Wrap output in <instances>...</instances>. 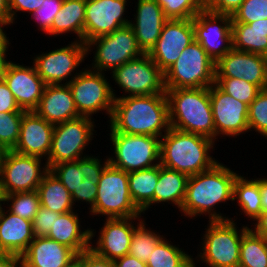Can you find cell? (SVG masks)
Masks as SVG:
<instances>
[{
    "mask_svg": "<svg viewBox=\"0 0 267 267\" xmlns=\"http://www.w3.org/2000/svg\"><path fill=\"white\" fill-rule=\"evenodd\" d=\"M110 124L111 132L162 137L170 129L166 94L116 97Z\"/></svg>",
    "mask_w": 267,
    "mask_h": 267,
    "instance_id": "1",
    "label": "cell"
},
{
    "mask_svg": "<svg viewBox=\"0 0 267 267\" xmlns=\"http://www.w3.org/2000/svg\"><path fill=\"white\" fill-rule=\"evenodd\" d=\"M236 177L237 173L219 162L207 171L189 176L180 211L191 218L204 213L209 214V221L228 220L212 208L220 202L233 201V184Z\"/></svg>",
    "mask_w": 267,
    "mask_h": 267,
    "instance_id": "2",
    "label": "cell"
},
{
    "mask_svg": "<svg viewBox=\"0 0 267 267\" xmlns=\"http://www.w3.org/2000/svg\"><path fill=\"white\" fill-rule=\"evenodd\" d=\"M213 143L210 138L170 127L161 139L160 165L187 176L207 171L218 162L208 153Z\"/></svg>",
    "mask_w": 267,
    "mask_h": 267,
    "instance_id": "3",
    "label": "cell"
},
{
    "mask_svg": "<svg viewBox=\"0 0 267 267\" xmlns=\"http://www.w3.org/2000/svg\"><path fill=\"white\" fill-rule=\"evenodd\" d=\"M170 127L215 141L209 87L166 89Z\"/></svg>",
    "mask_w": 267,
    "mask_h": 267,
    "instance_id": "4",
    "label": "cell"
},
{
    "mask_svg": "<svg viewBox=\"0 0 267 267\" xmlns=\"http://www.w3.org/2000/svg\"><path fill=\"white\" fill-rule=\"evenodd\" d=\"M216 64L194 40L164 72L166 89L204 88L215 83Z\"/></svg>",
    "mask_w": 267,
    "mask_h": 267,
    "instance_id": "5",
    "label": "cell"
},
{
    "mask_svg": "<svg viewBox=\"0 0 267 267\" xmlns=\"http://www.w3.org/2000/svg\"><path fill=\"white\" fill-rule=\"evenodd\" d=\"M92 214L107 218L140 217L141 211L132 201L128 185V172L108 163L97 184V197Z\"/></svg>",
    "mask_w": 267,
    "mask_h": 267,
    "instance_id": "6",
    "label": "cell"
},
{
    "mask_svg": "<svg viewBox=\"0 0 267 267\" xmlns=\"http://www.w3.org/2000/svg\"><path fill=\"white\" fill-rule=\"evenodd\" d=\"M235 226L232 219L209 222L199 255L209 267H239L241 239L250 228L243 226L239 234Z\"/></svg>",
    "mask_w": 267,
    "mask_h": 267,
    "instance_id": "7",
    "label": "cell"
},
{
    "mask_svg": "<svg viewBox=\"0 0 267 267\" xmlns=\"http://www.w3.org/2000/svg\"><path fill=\"white\" fill-rule=\"evenodd\" d=\"M110 136L116 157L108 158L112 166L130 173L160 164L159 137L119 132H111Z\"/></svg>",
    "mask_w": 267,
    "mask_h": 267,
    "instance_id": "8",
    "label": "cell"
},
{
    "mask_svg": "<svg viewBox=\"0 0 267 267\" xmlns=\"http://www.w3.org/2000/svg\"><path fill=\"white\" fill-rule=\"evenodd\" d=\"M40 165V157L4 151L0 162V193L4 196L36 191L49 170L47 165L44 168Z\"/></svg>",
    "mask_w": 267,
    "mask_h": 267,
    "instance_id": "9",
    "label": "cell"
},
{
    "mask_svg": "<svg viewBox=\"0 0 267 267\" xmlns=\"http://www.w3.org/2000/svg\"><path fill=\"white\" fill-rule=\"evenodd\" d=\"M102 74L86 69L65 82L71 88L74 104L80 116L91 117L102 110H106V114L111 116L116 95Z\"/></svg>",
    "mask_w": 267,
    "mask_h": 267,
    "instance_id": "10",
    "label": "cell"
},
{
    "mask_svg": "<svg viewBox=\"0 0 267 267\" xmlns=\"http://www.w3.org/2000/svg\"><path fill=\"white\" fill-rule=\"evenodd\" d=\"M91 117L80 116L76 119L54 125L51 149L45 163L48 168L61 163L76 161L82 157V151L93 138ZM81 156V157H80Z\"/></svg>",
    "mask_w": 267,
    "mask_h": 267,
    "instance_id": "11",
    "label": "cell"
},
{
    "mask_svg": "<svg viewBox=\"0 0 267 267\" xmlns=\"http://www.w3.org/2000/svg\"><path fill=\"white\" fill-rule=\"evenodd\" d=\"M92 45L97 47L92 68L99 72L106 71V69L114 70L143 54L130 25L87 42V54Z\"/></svg>",
    "mask_w": 267,
    "mask_h": 267,
    "instance_id": "12",
    "label": "cell"
},
{
    "mask_svg": "<svg viewBox=\"0 0 267 267\" xmlns=\"http://www.w3.org/2000/svg\"><path fill=\"white\" fill-rule=\"evenodd\" d=\"M115 82L131 96L165 94L164 72L148 53L132 59L112 71Z\"/></svg>",
    "mask_w": 267,
    "mask_h": 267,
    "instance_id": "13",
    "label": "cell"
},
{
    "mask_svg": "<svg viewBox=\"0 0 267 267\" xmlns=\"http://www.w3.org/2000/svg\"><path fill=\"white\" fill-rule=\"evenodd\" d=\"M218 21L220 25L218 24ZM195 40L215 64L232 49V19L230 15L207 9L193 18ZM223 45V46H222Z\"/></svg>",
    "mask_w": 267,
    "mask_h": 267,
    "instance_id": "14",
    "label": "cell"
},
{
    "mask_svg": "<svg viewBox=\"0 0 267 267\" xmlns=\"http://www.w3.org/2000/svg\"><path fill=\"white\" fill-rule=\"evenodd\" d=\"M0 76L14 95L21 110L30 112L37 108L46 84L38 75L34 64L27 67L6 61L4 58Z\"/></svg>",
    "mask_w": 267,
    "mask_h": 267,
    "instance_id": "15",
    "label": "cell"
},
{
    "mask_svg": "<svg viewBox=\"0 0 267 267\" xmlns=\"http://www.w3.org/2000/svg\"><path fill=\"white\" fill-rule=\"evenodd\" d=\"M194 40L193 19H168L156 45L148 54L154 63L165 72Z\"/></svg>",
    "mask_w": 267,
    "mask_h": 267,
    "instance_id": "16",
    "label": "cell"
},
{
    "mask_svg": "<svg viewBox=\"0 0 267 267\" xmlns=\"http://www.w3.org/2000/svg\"><path fill=\"white\" fill-rule=\"evenodd\" d=\"M86 55V44L76 40L69 46L36 55L33 64L46 85H58L74 72Z\"/></svg>",
    "mask_w": 267,
    "mask_h": 267,
    "instance_id": "17",
    "label": "cell"
},
{
    "mask_svg": "<svg viewBox=\"0 0 267 267\" xmlns=\"http://www.w3.org/2000/svg\"><path fill=\"white\" fill-rule=\"evenodd\" d=\"M215 125L219 134L237 136L249 131L248 105L223 92L215 83L209 87Z\"/></svg>",
    "mask_w": 267,
    "mask_h": 267,
    "instance_id": "18",
    "label": "cell"
},
{
    "mask_svg": "<svg viewBox=\"0 0 267 267\" xmlns=\"http://www.w3.org/2000/svg\"><path fill=\"white\" fill-rule=\"evenodd\" d=\"M126 0H86L84 43L130 25L123 18Z\"/></svg>",
    "mask_w": 267,
    "mask_h": 267,
    "instance_id": "19",
    "label": "cell"
},
{
    "mask_svg": "<svg viewBox=\"0 0 267 267\" xmlns=\"http://www.w3.org/2000/svg\"><path fill=\"white\" fill-rule=\"evenodd\" d=\"M215 78H242L267 89L266 56L232 48L216 63Z\"/></svg>",
    "mask_w": 267,
    "mask_h": 267,
    "instance_id": "20",
    "label": "cell"
},
{
    "mask_svg": "<svg viewBox=\"0 0 267 267\" xmlns=\"http://www.w3.org/2000/svg\"><path fill=\"white\" fill-rule=\"evenodd\" d=\"M54 125L38 116L34 111L25 112L20 126L19 140L14 152L42 158L51 149Z\"/></svg>",
    "mask_w": 267,
    "mask_h": 267,
    "instance_id": "21",
    "label": "cell"
},
{
    "mask_svg": "<svg viewBox=\"0 0 267 267\" xmlns=\"http://www.w3.org/2000/svg\"><path fill=\"white\" fill-rule=\"evenodd\" d=\"M136 218L139 217L107 218L101 228L97 246L91 245L90 249L98 256L111 261L128 254L132 235L136 229L132 222Z\"/></svg>",
    "mask_w": 267,
    "mask_h": 267,
    "instance_id": "22",
    "label": "cell"
},
{
    "mask_svg": "<svg viewBox=\"0 0 267 267\" xmlns=\"http://www.w3.org/2000/svg\"><path fill=\"white\" fill-rule=\"evenodd\" d=\"M78 254L66 245L44 237H35L20 256L22 267H67Z\"/></svg>",
    "mask_w": 267,
    "mask_h": 267,
    "instance_id": "23",
    "label": "cell"
},
{
    "mask_svg": "<svg viewBox=\"0 0 267 267\" xmlns=\"http://www.w3.org/2000/svg\"><path fill=\"white\" fill-rule=\"evenodd\" d=\"M136 13V23L131 21L130 26L139 48L143 53H149L156 45L168 18L155 0H138Z\"/></svg>",
    "mask_w": 267,
    "mask_h": 267,
    "instance_id": "24",
    "label": "cell"
},
{
    "mask_svg": "<svg viewBox=\"0 0 267 267\" xmlns=\"http://www.w3.org/2000/svg\"><path fill=\"white\" fill-rule=\"evenodd\" d=\"M34 112L55 125L80 117L68 84L46 85Z\"/></svg>",
    "mask_w": 267,
    "mask_h": 267,
    "instance_id": "25",
    "label": "cell"
},
{
    "mask_svg": "<svg viewBox=\"0 0 267 267\" xmlns=\"http://www.w3.org/2000/svg\"><path fill=\"white\" fill-rule=\"evenodd\" d=\"M6 213L0 219V255L20 257L35 238L32 221Z\"/></svg>",
    "mask_w": 267,
    "mask_h": 267,
    "instance_id": "26",
    "label": "cell"
},
{
    "mask_svg": "<svg viewBox=\"0 0 267 267\" xmlns=\"http://www.w3.org/2000/svg\"><path fill=\"white\" fill-rule=\"evenodd\" d=\"M78 214L69 211L63 214L54 212V223L47 237L68 246L78 255L90 249L94 233L91 230L81 231Z\"/></svg>",
    "mask_w": 267,
    "mask_h": 267,
    "instance_id": "27",
    "label": "cell"
},
{
    "mask_svg": "<svg viewBox=\"0 0 267 267\" xmlns=\"http://www.w3.org/2000/svg\"><path fill=\"white\" fill-rule=\"evenodd\" d=\"M232 48L253 54L267 55V19L232 23Z\"/></svg>",
    "mask_w": 267,
    "mask_h": 267,
    "instance_id": "28",
    "label": "cell"
},
{
    "mask_svg": "<svg viewBox=\"0 0 267 267\" xmlns=\"http://www.w3.org/2000/svg\"><path fill=\"white\" fill-rule=\"evenodd\" d=\"M189 176L159 164V179L155 186L154 203L172 202L179 210L183 205Z\"/></svg>",
    "mask_w": 267,
    "mask_h": 267,
    "instance_id": "29",
    "label": "cell"
},
{
    "mask_svg": "<svg viewBox=\"0 0 267 267\" xmlns=\"http://www.w3.org/2000/svg\"><path fill=\"white\" fill-rule=\"evenodd\" d=\"M158 179L159 165L128 173L132 201L143 213L154 203V191Z\"/></svg>",
    "mask_w": 267,
    "mask_h": 267,
    "instance_id": "30",
    "label": "cell"
},
{
    "mask_svg": "<svg viewBox=\"0 0 267 267\" xmlns=\"http://www.w3.org/2000/svg\"><path fill=\"white\" fill-rule=\"evenodd\" d=\"M85 8L86 0H63L61 9L55 15L51 35L73 31L79 41L84 42Z\"/></svg>",
    "mask_w": 267,
    "mask_h": 267,
    "instance_id": "31",
    "label": "cell"
},
{
    "mask_svg": "<svg viewBox=\"0 0 267 267\" xmlns=\"http://www.w3.org/2000/svg\"><path fill=\"white\" fill-rule=\"evenodd\" d=\"M37 191L42 207L60 214L73 211L71 194L50 170L44 175Z\"/></svg>",
    "mask_w": 267,
    "mask_h": 267,
    "instance_id": "32",
    "label": "cell"
},
{
    "mask_svg": "<svg viewBox=\"0 0 267 267\" xmlns=\"http://www.w3.org/2000/svg\"><path fill=\"white\" fill-rule=\"evenodd\" d=\"M237 175L233 184V201L237 199L240 208L250 219L256 220L262 213L260 178L247 180Z\"/></svg>",
    "mask_w": 267,
    "mask_h": 267,
    "instance_id": "33",
    "label": "cell"
},
{
    "mask_svg": "<svg viewBox=\"0 0 267 267\" xmlns=\"http://www.w3.org/2000/svg\"><path fill=\"white\" fill-rule=\"evenodd\" d=\"M239 267H267V238L249 229L241 239Z\"/></svg>",
    "mask_w": 267,
    "mask_h": 267,
    "instance_id": "34",
    "label": "cell"
},
{
    "mask_svg": "<svg viewBox=\"0 0 267 267\" xmlns=\"http://www.w3.org/2000/svg\"><path fill=\"white\" fill-rule=\"evenodd\" d=\"M146 264L148 267H195L192 256L164 239L155 246Z\"/></svg>",
    "mask_w": 267,
    "mask_h": 267,
    "instance_id": "35",
    "label": "cell"
},
{
    "mask_svg": "<svg viewBox=\"0 0 267 267\" xmlns=\"http://www.w3.org/2000/svg\"><path fill=\"white\" fill-rule=\"evenodd\" d=\"M138 221L139 224L132 235L128 254L146 263L149 255H151L155 246L163 239V236L146 229L144 220Z\"/></svg>",
    "mask_w": 267,
    "mask_h": 267,
    "instance_id": "36",
    "label": "cell"
},
{
    "mask_svg": "<svg viewBox=\"0 0 267 267\" xmlns=\"http://www.w3.org/2000/svg\"><path fill=\"white\" fill-rule=\"evenodd\" d=\"M168 19H193L206 9V0H155Z\"/></svg>",
    "mask_w": 267,
    "mask_h": 267,
    "instance_id": "37",
    "label": "cell"
},
{
    "mask_svg": "<svg viewBox=\"0 0 267 267\" xmlns=\"http://www.w3.org/2000/svg\"><path fill=\"white\" fill-rule=\"evenodd\" d=\"M5 201H11L9 211L26 220L33 221L41 207L38 191L21 192L4 195Z\"/></svg>",
    "mask_w": 267,
    "mask_h": 267,
    "instance_id": "38",
    "label": "cell"
},
{
    "mask_svg": "<svg viewBox=\"0 0 267 267\" xmlns=\"http://www.w3.org/2000/svg\"><path fill=\"white\" fill-rule=\"evenodd\" d=\"M215 84L226 94L244 102L248 106L254 101L261 89L253 83L236 78H215Z\"/></svg>",
    "mask_w": 267,
    "mask_h": 267,
    "instance_id": "39",
    "label": "cell"
},
{
    "mask_svg": "<svg viewBox=\"0 0 267 267\" xmlns=\"http://www.w3.org/2000/svg\"><path fill=\"white\" fill-rule=\"evenodd\" d=\"M25 112H0V148L13 150L18 143L20 126Z\"/></svg>",
    "mask_w": 267,
    "mask_h": 267,
    "instance_id": "40",
    "label": "cell"
},
{
    "mask_svg": "<svg viewBox=\"0 0 267 267\" xmlns=\"http://www.w3.org/2000/svg\"><path fill=\"white\" fill-rule=\"evenodd\" d=\"M249 130L254 129L267 138V89L261 90L248 106Z\"/></svg>",
    "mask_w": 267,
    "mask_h": 267,
    "instance_id": "41",
    "label": "cell"
},
{
    "mask_svg": "<svg viewBox=\"0 0 267 267\" xmlns=\"http://www.w3.org/2000/svg\"><path fill=\"white\" fill-rule=\"evenodd\" d=\"M49 170L62 182L71 195L84 180L79 159L55 164Z\"/></svg>",
    "mask_w": 267,
    "mask_h": 267,
    "instance_id": "42",
    "label": "cell"
},
{
    "mask_svg": "<svg viewBox=\"0 0 267 267\" xmlns=\"http://www.w3.org/2000/svg\"><path fill=\"white\" fill-rule=\"evenodd\" d=\"M232 23H250L267 19V0H244L231 16Z\"/></svg>",
    "mask_w": 267,
    "mask_h": 267,
    "instance_id": "43",
    "label": "cell"
},
{
    "mask_svg": "<svg viewBox=\"0 0 267 267\" xmlns=\"http://www.w3.org/2000/svg\"><path fill=\"white\" fill-rule=\"evenodd\" d=\"M63 0H44L41 7L32 13V17L40 25V29L47 34H51V27L55 15L61 9Z\"/></svg>",
    "mask_w": 267,
    "mask_h": 267,
    "instance_id": "44",
    "label": "cell"
},
{
    "mask_svg": "<svg viewBox=\"0 0 267 267\" xmlns=\"http://www.w3.org/2000/svg\"><path fill=\"white\" fill-rule=\"evenodd\" d=\"M53 223L54 212L41 206L32 221L34 236H47Z\"/></svg>",
    "mask_w": 267,
    "mask_h": 267,
    "instance_id": "45",
    "label": "cell"
},
{
    "mask_svg": "<svg viewBox=\"0 0 267 267\" xmlns=\"http://www.w3.org/2000/svg\"><path fill=\"white\" fill-rule=\"evenodd\" d=\"M101 160L97 157H85L79 159V166L81 167V172L84 176V179H88L91 182L97 183L100 180L101 173L105 166L109 163V159L106 160L104 165H101ZM103 166V167H102Z\"/></svg>",
    "mask_w": 267,
    "mask_h": 267,
    "instance_id": "46",
    "label": "cell"
},
{
    "mask_svg": "<svg viewBox=\"0 0 267 267\" xmlns=\"http://www.w3.org/2000/svg\"><path fill=\"white\" fill-rule=\"evenodd\" d=\"M96 197L97 183L91 182L88 179H84L71 195L73 204L75 200L89 202L91 204L90 210L94 208Z\"/></svg>",
    "mask_w": 267,
    "mask_h": 267,
    "instance_id": "47",
    "label": "cell"
},
{
    "mask_svg": "<svg viewBox=\"0 0 267 267\" xmlns=\"http://www.w3.org/2000/svg\"><path fill=\"white\" fill-rule=\"evenodd\" d=\"M0 112H26L21 110L14 95L9 90L7 84L0 76Z\"/></svg>",
    "mask_w": 267,
    "mask_h": 267,
    "instance_id": "48",
    "label": "cell"
},
{
    "mask_svg": "<svg viewBox=\"0 0 267 267\" xmlns=\"http://www.w3.org/2000/svg\"><path fill=\"white\" fill-rule=\"evenodd\" d=\"M244 0H206V9L232 16Z\"/></svg>",
    "mask_w": 267,
    "mask_h": 267,
    "instance_id": "49",
    "label": "cell"
},
{
    "mask_svg": "<svg viewBox=\"0 0 267 267\" xmlns=\"http://www.w3.org/2000/svg\"><path fill=\"white\" fill-rule=\"evenodd\" d=\"M77 258L80 261V267H115L114 261L98 256L91 249L83 251Z\"/></svg>",
    "mask_w": 267,
    "mask_h": 267,
    "instance_id": "50",
    "label": "cell"
},
{
    "mask_svg": "<svg viewBox=\"0 0 267 267\" xmlns=\"http://www.w3.org/2000/svg\"><path fill=\"white\" fill-rule=\"evenodd\" d=\"M44 0H9L10 24L14 22L17 11H26L30 14L38 10Z\"/></svg>",
    "mask_w": 267,
    "mask_h": 267,
    "instance_id": "51",
    "label": "cell"
},
{
    "mask_svg": "<svg viewBox=\"0 0 267 267\" xmlns=\"http://www.w3.org/2000/svg\"><path fill=\"white\" fill-rule=\"evenodd\" d=\"M115 267H148L145 262L138 260L130 254H126L114 261Z\"/></svg>",
    "mask_w": 267,
    "mask_h": 267,
    "instance_id": "52",
    "label": "cell"
},
{
    "mask_svg": "<svg viewBox=\"0 0 267 267\" xmlns=\"http://www.w3.org/2000/svg\"><path fill=\"white\" fill-rule=\"evenodd\" d=\"M255 229L256 234L267 238V211H262L261 215L256 219Z\"/></svg>",
    "mask_w": 267,
    "mask_h": 267,
    "instance_id": "53",
    "label": "cell"
},
{
    "mask_svg": "<svg viewBox=\"0 0 267 267\" xmlns=\"http://www.w3.org/2000/svg\"><path fill=\"white\" fill-rule=\"evenodd\" d=\"M18 266L22 267L20 257L0 255V267H18Z\"/></svg>",
    "mask_w": 267,
    "mask_h": 267,
    "instance_id": "54",
    "label": "cell"
},
{
    "mask_svg": "<svg viewBox=\"0 0 267 267\" xmlns=\"http://www.w3.org/2000/svg\"><path fill=\"white\" fill-rule=\"evenodd\" d=\"M0 20L10 25V7L9 0H0Z\"/></svg>",
    "mask_w": 267,
    "mask_h": 267,
    "instance_id": "55",
    "label": "cell"
},
{
    "mask_svg": "<svg viewBox=\"0 0 267 267\" xmlns=\"http://www.w3.org/2000/svg\"><path fill=\"white\" fill-rule=\"evenodd\" d=\"M262 210L267 211V179H260Z\"/></svg>",
    "mask_w": 267,
    "mask_h": 267,
    "instance_id": "56",
    "label": "cell"
},
{
    "mask_svg": "<svg viewBox=\"0 0 267 267\" xmlns=\"http://www.w3.org/2000/svg\"><path fill=\"white\" fill-rule=\"evenodd\" d=\"M7 24L3 21V20H0V50H8V44L9 41H8V38L6 37V33L3 32V28L2 26H6Z\"/></svg>",
    "mask_w": 267,
    "mask_h": 267,
    "instance_id": "57",
    "label": "cell"
},
{
    "mask_svg": "<svg viewBox=\"0 0 267 267\" xmlns=\"http://www.w3.org/2000/svg\"><path fill=\"white\" fill-rule=\"evenodd\" d=\"M6 51L7 50H0V68H1V65H2V62L4 60V58H6Z\"/></svg>",
    "mask_w": 267,
    "mask_h": 267,
    "instance_id": "58",
    "label": "cell"
},
{
    "mask_svg": "<svg viewBox=\"0 0 267 267\" xmlns=\"http://www.w3.org/2000/svg\"><path fill=\"white\" fill-rule=\"evenodd\" d=\"M67 267H80V261H79V259L77 258L74 262H72Z\"/></svg>",
    "mask_w": 267,
    "mask_h": 267,
    "instance_id": "59",
    "label": "cell"
},
{
    "mask_svg": "<svg viewBox=\"0 0 267 267\" xmlns=\"http://www.w3.org/2000/svg\"><path fill=\"white\" fill-rule=\"evenodd\" d=\"M1 202H6V201H5V199H0V219H1L3 211H5L4 209H2Z\"/></svg>",
    "mask_w": 267,
    "mask_h": 267,
    "instance_id": "60",
    "label": "cell"
},
{
    "mask_svg": "<svg viewBox=\"0 0 267 267\" xmlns=\"http://www.w3.org/2000/svg\"><path fill=\"white\" fill-rule=\"evenodd\" d=\"M3 152L4 151L0 148V162H1V157H2Z\"/></svg>",
    "mask_w": 267,
    "mask_h": 267,
    "instance_id": "61",
    "label": "cell"
},
{
    "mask_svg": "<svg viewBox=\"0 0 267 267\" xmlns=\"http://www.w3.org/2000/svg\"><path fill=\"white\" fill-rule=\"evenodd\" d=\"M0 199H4V196L0 193Z\"/></svg>",
    "mask_w": 267,
    "mask_h": 267,
    "instance_id": "62",
    "label": "cell"
}]
</instances>
